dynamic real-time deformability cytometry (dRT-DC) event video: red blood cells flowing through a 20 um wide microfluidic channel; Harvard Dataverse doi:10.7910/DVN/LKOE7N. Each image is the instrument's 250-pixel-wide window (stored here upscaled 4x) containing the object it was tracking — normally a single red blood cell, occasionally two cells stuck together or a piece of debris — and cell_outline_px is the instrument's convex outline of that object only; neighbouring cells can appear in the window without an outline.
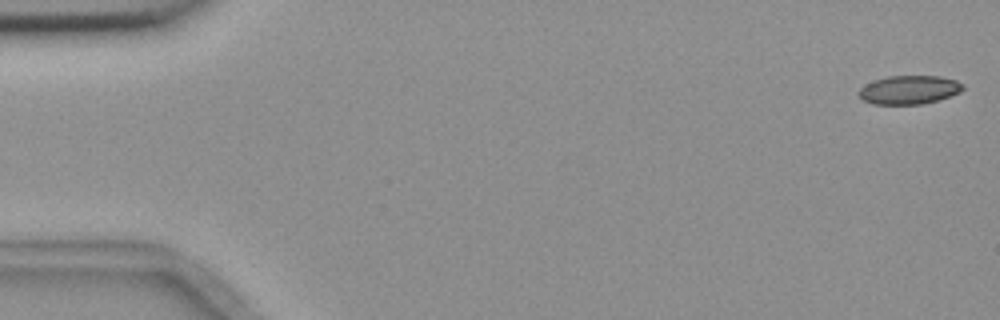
{"species": "common noctule bat (a hibernating species)", "species_latin": "Nyctalus noctula", "temperature_condition": "room temperature", "stored_images_in_passage": 6, "segment_of_instrument_passage": [2, 2], "camera_frame_rate_fps": 3000, "um_per_image_px": 0.085, "animal": {"sex": "female", "body_mass_g": 18.4}, "frame": {"image": 1, "passage_image": 6, "time_ms": 6.0, "image_size_px": [1000, 320], "cell_outline_px": [[964, 88], [960, 92], [936, 100], [920, 104], [872, 104], [864, 100], [860, 96], [860, 88], [876, 80], [888, 76], [940, 76], [956, 80], [964, 84]], "centroid_in_image_um": [77.31, 7.63], "position_along_channel_um": 7.7, "area_um2": 17.05}}